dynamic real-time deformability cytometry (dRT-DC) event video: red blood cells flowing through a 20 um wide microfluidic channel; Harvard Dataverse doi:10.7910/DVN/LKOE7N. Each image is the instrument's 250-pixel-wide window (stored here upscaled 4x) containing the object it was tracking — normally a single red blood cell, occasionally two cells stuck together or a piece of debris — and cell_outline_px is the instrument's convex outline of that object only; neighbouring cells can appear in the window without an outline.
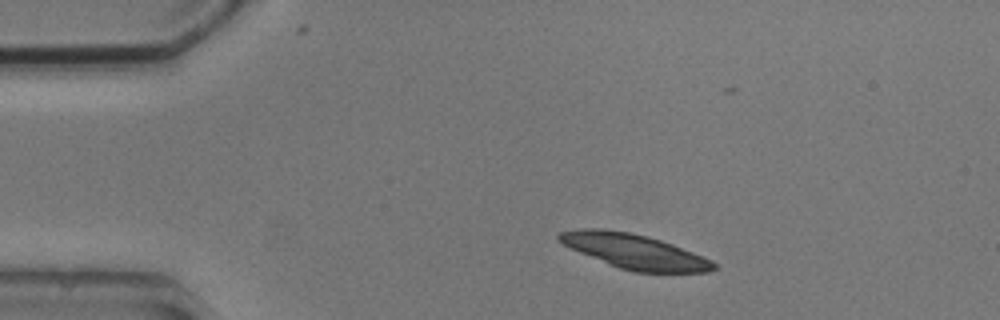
{"species": "common noctule bat (a hibernating species)", "species_latin": "Nyctalus noctula", "temperature_condition": "cold", "stored_images_in_passage": 6, "camera_frame_rate_fps": 3000, "um_per_image_px": 0.085, "animal": {"sex": "male", "body_mass_g": 20.5, "forearm_length_mm": 52.5}, "frame": {"image": 1, "passage_image": 1, "time_ms": 0.0, "image_size_px": [1000, 320], "cell_outline_px": [[720, 268], [708, 272], [636, 272], [620, 268], [608, 264], [580, 252], [564, 244], [556, 236], [560, 232], [580, 228], [600, 228], [628, 232], [648, 236], [672, 244], [712, 260]], "centroid_in_image_um": [53.96, 21.37], "position_along_channel_um": 31.0, "area_um2": 30.92}}